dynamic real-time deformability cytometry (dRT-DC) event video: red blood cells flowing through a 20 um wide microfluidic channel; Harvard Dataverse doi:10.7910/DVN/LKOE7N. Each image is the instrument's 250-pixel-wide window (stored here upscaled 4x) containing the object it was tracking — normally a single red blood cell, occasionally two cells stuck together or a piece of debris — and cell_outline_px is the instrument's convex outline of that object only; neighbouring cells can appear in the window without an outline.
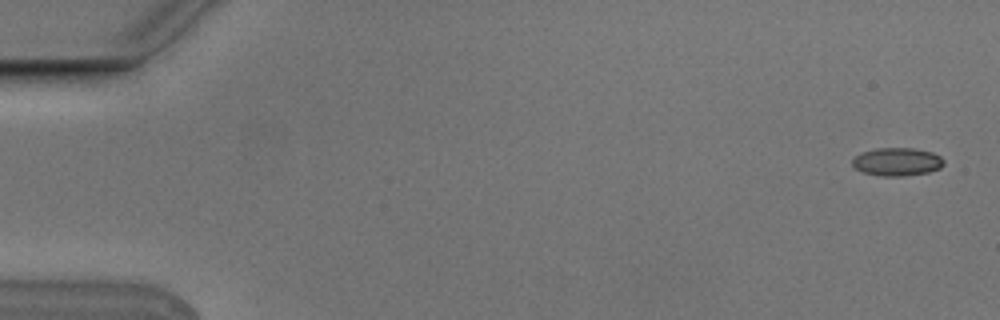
{"species": "Egyptian fruit bat (a non-hibernating species)", "species_latin": "Rousettus aegyptiacus", "temperature_condition": "cold", "stored_images_in_passage": 7, "camera_frame_rate_fps": 3000, "um_per_image_px": 0.085, "animal": {"sex": "male"}, "frame": {"image": 1, "passage_image": 1, "time_ms": 0.0, "image_size_px": [1000, 320], "cell_outline_px": [[944, 164], [940, 168], [928, 172], [904, 176], [884, 176], [864, 172], [856, 168], [852, 164], [852, 160], [860, 152], [876, 148], [912, 148], [932, 152], [940, 156], [944, 160]], "centroid_in_image_um": [76.26, 13.74], "position_along_channel_um": 8.7, "area_um2": 14.91}}
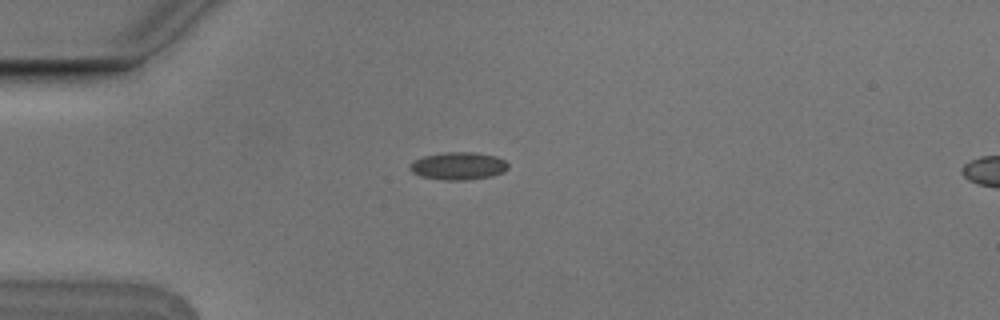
{"frame": {"image": 2, "passage_image": 5, "time_ms": 1.333, "image_size_px": [1000, 320], "cell_outline_px": [[508, 168], [504, 172], [492, 176], [468, 180], [440, 180], [420, 176], [412, 172], [408, 168], [408, 164], [424, 156], [444, 152], [476, 152], [496, 156], [504, 160], [508, 164]], "centroid_in_image_um": [38.95, 14.11], "position_along_channel_um": 46.0, "area_um2": 16.01}}